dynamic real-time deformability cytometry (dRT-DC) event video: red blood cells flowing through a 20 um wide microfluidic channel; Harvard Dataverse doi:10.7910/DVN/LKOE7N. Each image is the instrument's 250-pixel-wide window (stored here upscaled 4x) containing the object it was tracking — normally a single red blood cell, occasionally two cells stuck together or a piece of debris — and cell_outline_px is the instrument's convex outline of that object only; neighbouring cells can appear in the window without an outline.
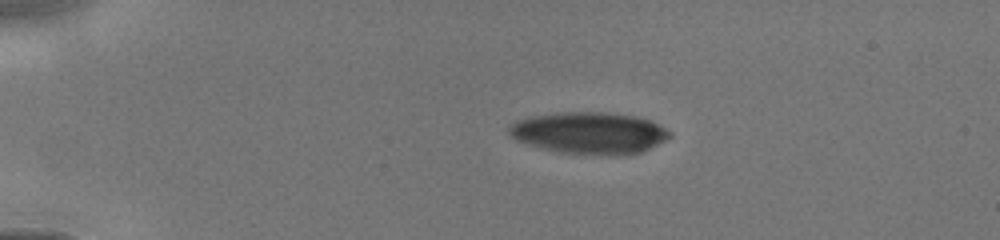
{"species": "human", "species_latin": "Homo sapiens", "temperature_condition": "cold", "stored_images_in_passage": 5, "camera_frame_rate_fps": 3000, "um_per_image_px": 0.085, "donor": {"sex": "male"}, "frame": {"image": 1, "passage_image": 1, "time_ms": 0.0, "image_size_px": [1000, 240], "cell_outline_px": [[672, 136], [640, 152], [616, 156], [612, 156], [560, 152], [528, 144], [516, 140], [508, 136], [508, 128], [516, 120], [528, 116], [560, 112], [604, 112], [636, 116], [652, 120], [660, 124], [672, 132]], "centroid_in_image_um": [50.09, 11.29], "position_along_channel_um": 34.9, "area_um2": 39.36}}
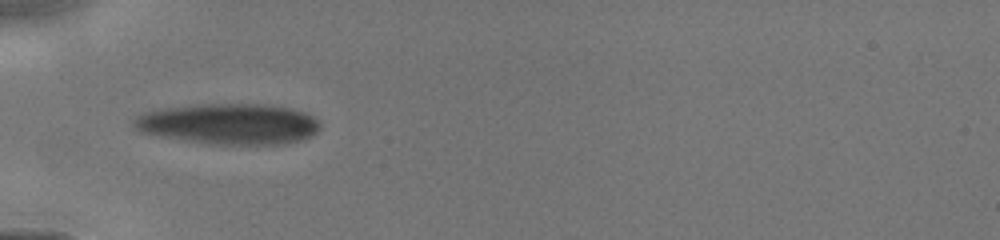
{"frame": {"image": 2, "passage_image": 4, "time_ms": 2.0, "image_size_px": [1000, 240], "cell_outline_px": [[320, 128], [312, 136], [304, 140], [284, 144], [208, 144], [160, 136], [140, 132], [132, 124], [132, 120], [136, 116], [144, 112], [164, 108], [196, 104], [268, 104], [292, 108], [304, 112], [312, 116], [320, 124]], "centroid_in_image_um": [19.47, 10.53], "position_along_channel_um": 65.5, "area_um2": 44.56}}